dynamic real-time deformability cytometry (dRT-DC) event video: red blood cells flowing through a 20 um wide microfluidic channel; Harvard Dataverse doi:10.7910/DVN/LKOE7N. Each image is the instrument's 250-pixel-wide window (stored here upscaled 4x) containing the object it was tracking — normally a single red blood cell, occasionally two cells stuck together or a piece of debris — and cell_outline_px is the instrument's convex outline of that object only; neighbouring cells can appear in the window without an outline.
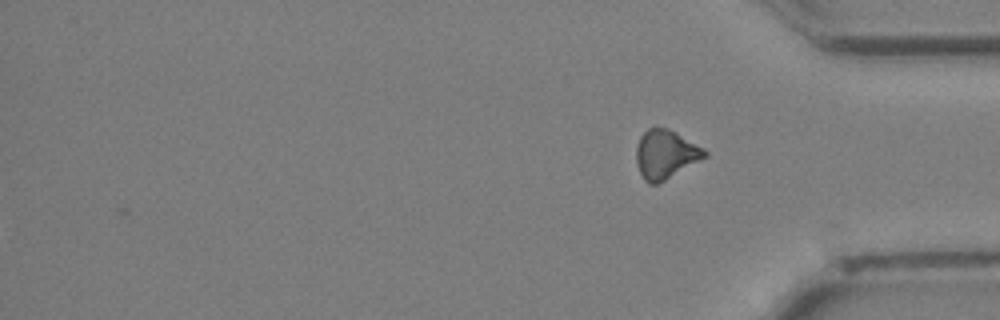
{"species": "Egyptian fruit bat (a non-hibernating species)", "species_latin": "Rousettus aegyptiacus", "temperature_condition": "cold", "stored_images_in_passage": 36, "segment_of_instrument_passage": [2, 2], "camera_frame_rate_fps": 3000, "um_per_image_px": 0.085, "animal": {"sex": "female"}, "frame": {"image": 1, "passage_image": 36, "time_ms": 11.667, "image_size_px": [1000, 320], "cell_outline_px": [[708, 156], [664, 180], [656, 184], [648, 184], [644, 180], [636, 164], [636, 144], [640, 136], [648, 128], [668, 128], [676, 132], [704, 148], [708, 152]], "centroid_in_image_um": [56.56, 13.11], "position_along_channel_um": 378.6, "area_um2": 19.42}}